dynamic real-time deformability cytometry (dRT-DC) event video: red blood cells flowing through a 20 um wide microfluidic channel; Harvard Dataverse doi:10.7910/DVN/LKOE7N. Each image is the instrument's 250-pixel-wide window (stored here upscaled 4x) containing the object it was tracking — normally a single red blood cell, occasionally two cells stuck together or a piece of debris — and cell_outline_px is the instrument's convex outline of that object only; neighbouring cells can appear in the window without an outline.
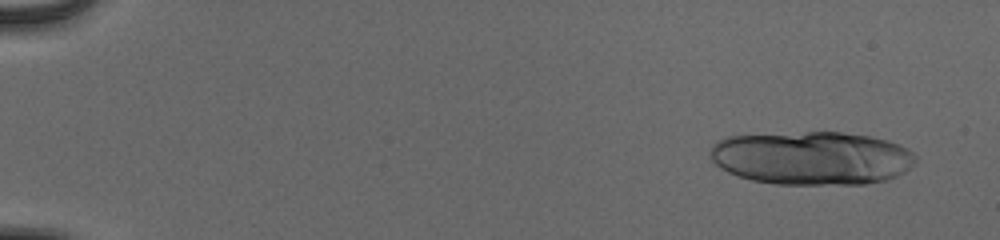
{"species": "human", "species_latin": "Homo sapiens", "temperature_condition": "cold", "stored_images_in_passage": 20, "camera_frame_rate_fps": 3000, "um_per_image_px": 0.085, "donor": {"sex": "male"}, "frame": {"image": 1, "passage_image": 4, "time_ms": 1.0, "image_size_px": [1000, 240], "cell_outline_px": [[916, 164], [904, 172], [888, 180], [864, 184], [776, 184], [752, 180], [728, 172], [720, 168], [712, 160], [712, 144], [716, 140], [728, 136], [808, 132], [840, 132], [868, 136], [888, 140], [900, 144], [908, 148], [916, 156]], "centroid_in_image_um": [69.05, 13.43], "position_along_channel_um": 16.0, "area_um2": 64.22}}